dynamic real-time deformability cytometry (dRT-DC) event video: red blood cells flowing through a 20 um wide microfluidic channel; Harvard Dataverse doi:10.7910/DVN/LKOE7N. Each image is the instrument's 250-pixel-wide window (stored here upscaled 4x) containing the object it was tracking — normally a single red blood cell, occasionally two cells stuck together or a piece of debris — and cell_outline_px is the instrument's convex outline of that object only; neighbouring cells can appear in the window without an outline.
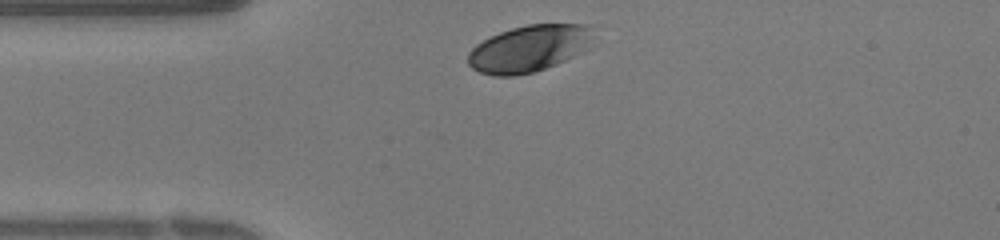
{"species": "human", "species_latin": "Homo sapiens", "temperature_condition": "warm", "stored_images_in_passage": 23, "camera_frame_rate_fps": 3000, "um_per_image_px": 0.085, "donor": {"sex": "female"}, "frame": {"image": 1, "passage_image": 1, "time_ms": 0.0, "image_size_px": [1000, 240], "cell_outline_px": [[588, 40], [572, 56], [556, 64], [532, 72], [512, 76], [492, 76], [480, 72], [472, 68], [468, 64], [468, 52], [476, 44], [500, 32], [512, 28], [528, 24], [584, 24], [588, 28]], "centroid_in_image_um": [44.8, 4.14], "position_along_channel_um": 40.2, "area_um2": 32.89}}
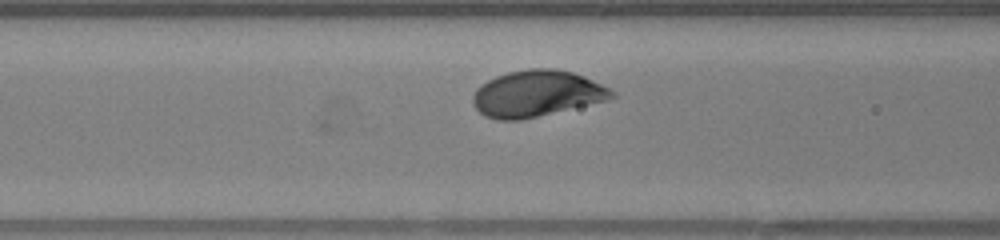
{"frame": {"image": 2, "passage_image": 7, "time_ms": 2.0, "image_size_px": [1000, 240], "cell_outline_px": [[616, 96], [608, 100], [520, 120], [496, 120], [484, 116], [472, 104], [472, 96], [476, 88], [488, 80], [496, 76], [508, 72], [528, 68], [556, 68], [572, 72], [584, 76], [616, 92]], "centroid_in_image_um": [45.6, 7.95], "position_along_channel_um": 121.0, "area_um2": 37.51}}
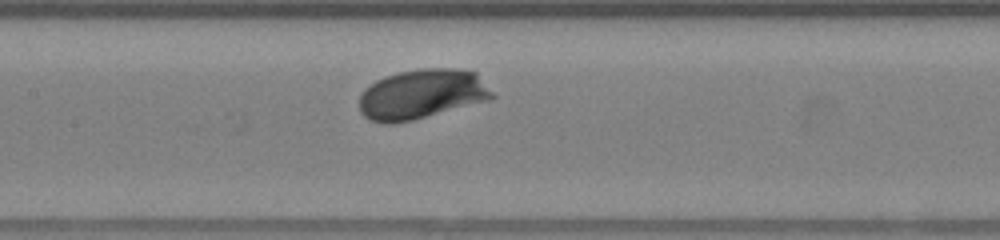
{"frame": {"image": 3, "passage_image": 10, "time_ms": 3.0, "image_size_px": [1000, 240], "cell_outline_px": [[496, 96], [488, 100], [412, 120], [392, 124], [384, 124], [372, 120], [364, 116], [360, 112], [360, 96], [364, 88], [376, 80], [384, 76], [396, 72], [420, 68], [460, 68], [476, 72]], "centroid_in_image_um": [35.84, 7.99], "position_along_channel_um": 171.6, "area_um2": 38.67}}